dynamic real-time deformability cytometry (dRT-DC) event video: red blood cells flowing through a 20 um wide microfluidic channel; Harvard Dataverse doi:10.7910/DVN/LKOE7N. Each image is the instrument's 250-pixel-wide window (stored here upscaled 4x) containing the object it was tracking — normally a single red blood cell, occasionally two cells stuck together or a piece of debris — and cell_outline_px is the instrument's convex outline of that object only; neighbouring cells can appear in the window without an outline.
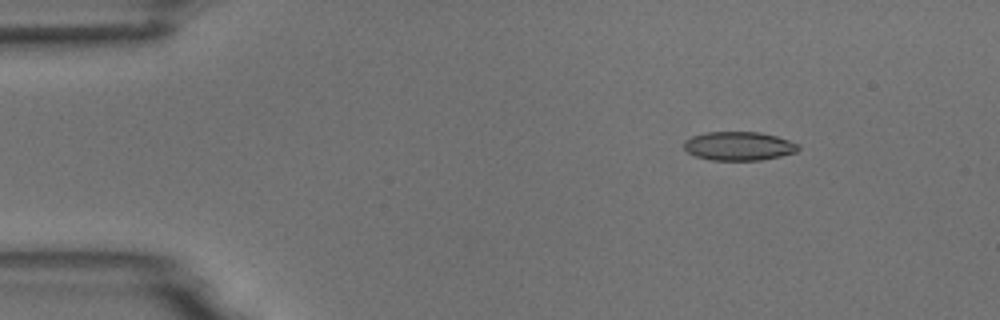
{"species": "common noctule bat (a hibernating species)", "species_latin": "Nyctalus noctula", "temperature_condition": "room temperature", "stored_images_in_passage": 5, "camera_frame_rate_fps": 3000, "um_per_image_px": 0.085, "animal": {"sex": "male", "body_mass_g": 18.8}, "frame": {"image": 1, "passage_image": 2, "time_ms": 2.0, "image_size_px": [1000, 320], "cell_outline_px": [[800, 148], [796, 152], [780, 156], [760, 160], [708, 160], [696, 156], [688, 152], [684, 148], [684, 140], [692, 136], [704, 132], [760, 132], [776, 136], [788, 140], [796, 144]], "centroid_in_image_um": [62.76, 12.41], "position_along_channel_um": 22.2, "area_um2": 19.13}}
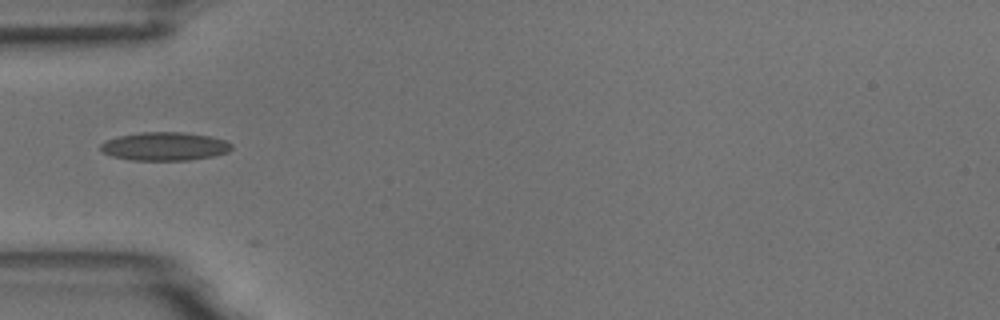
{"frame": {"image": 2, "passage_image": 5, "time_ms": 5.333, "image_size_px": [1000, 320], "cell_outline_px": [[232, 148], [228, 152], [212, 156], [188, 160], [132, 160], [112, 156], [104, 152], [100, 148], [100, 144], [104, 140], [120, 136], [144, 132], [180, 132], [212, 136], [224, 140], [232, 144]], "centroid_in_image_um": [14.0, 12.44], "position_along_channel_um": 71.0, "area_um2": 21.56}}